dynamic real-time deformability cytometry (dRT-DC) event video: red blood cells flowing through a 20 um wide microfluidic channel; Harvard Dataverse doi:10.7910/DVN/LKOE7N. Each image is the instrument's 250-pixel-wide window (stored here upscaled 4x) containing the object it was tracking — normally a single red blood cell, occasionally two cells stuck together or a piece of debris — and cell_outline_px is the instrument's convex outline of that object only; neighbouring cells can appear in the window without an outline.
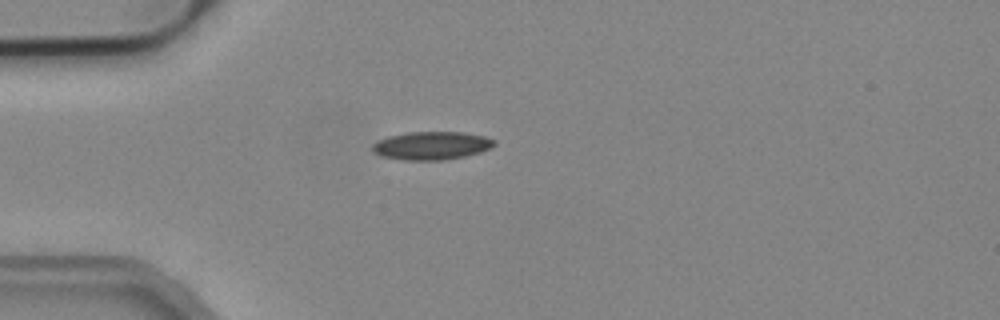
{"species": "common noctule bat (a hibernating species)", "species_latin": "Nyctalus noctula", "temperature_condition": "cold", "stored_images_in_passage": 1, "camera_frame_rate_fps": 3000, "um_per_image_px": 0.085, "animal": {"sex": "male", "body_mass_g": 19.2, "forearm_length_mm": 51.8}, "frame": {"image": 1, "passage_image": 1, "time_ms": 0.0, "image_size_px": [1000, 320], "cell_outline_px": [[496, 144], [492, 148], [480, 152], [464, 156], [444, 160], [404, 160], [380, 156], [372, 152], [372, 144], [376, 140], [388, 136], [408, 132], [464, 132], [484, 136], [496, 140]], "centroid_in_image_um": [36.67, 12.37], "position_along_channel_um": 48.3, "area_um2": 20.23}}